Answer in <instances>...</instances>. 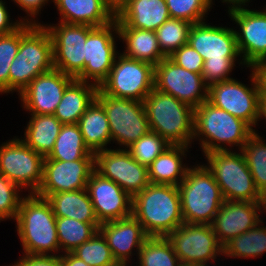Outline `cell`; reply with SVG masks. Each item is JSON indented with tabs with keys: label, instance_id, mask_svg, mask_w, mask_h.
Returning <instances> with one entry per match:
<instances>
[{
	"label": "cell",
	"instance_id": "6da1fadb",
	"mask_svg": "<svg viewBox=\"0 0 266 266\" xmlns=\"http://www.w3.org/2000/svg\"><path fill=\"white\" fill-rule=\"evenodd\" d=\"M188 44L204 60L202 77L208 86L232 79L228 75L240 56L233 28L211 26L206 22L193 24Z\"/></svg>",
	"mask_w": 266,
	"mask_h": 266
},
{
	"label": "cell",
	"instance_id": "7a4b0ae2",
	"mask_svg": "<svg viewBox=\"0 0 266 266\" xmlns=\"http://www.w3.org/2000/svg\"><path fill=\"white\" fill-rule=\"evenodd\" d=\"M132 215L149 237H166L184 223L178 186L150 183L133 196Z\"/></svg>",
	"mask_w": 266,
	"mask_h": 266
},
{
	"label": "cell",
	"instance_id": "3957f363",
	"mask_svg": "<svg viewBox=\"0 0 266 266\" xmlns=\"http://www.w3.org/2000/svg\"><path fill=\"white\" fill-rule=\"evenodd\" d=\"M16 228L24 253L49 256L59 252L56 216L50 202L36 194L23 197L17 213Z\"/></svg>",
	"mask_w": 266,
	"mask_h": 266
},
{
	"label": "cell",
	"instance_id": "277c9868",
	"mask_svg": "<svg viewBox=\"0 0 266 266\" xmlns=\"http://www.w3.org/2000/svg\"><path fill=\"white\" fill-rule=\"evenodd\" d=\"M253 133L246 122L215 107L208 100L194 109L193 140L199 139L204 154L230 150L227 144L230 148L235 145L241 150Z\"/></svg>",
	"mask_w": 266,
	"mask_h": 266
},
{
	"label": "cell",
	"instance_id": "5b68a950",
	"mask_svg": "<svg viewBox=\"0 0 266 266\" xmlns=\"http://www.w3.org/2000/svg\"><path fill=\"white\" fill-rule=\"evenodd\" d=\"M143 103L151 131L159 134L170 145L189 147L194 129L192 106L155 88Z\"/></svg>",
	"mask_w": 266,
	"mask_h": 266
},
{
	"label": "cell",
	"instance_id": "8992f818",
	"mask_svg": "<svg viewBox=\"0 0 266 266\" xmlns=\"http://www.w3.org/2000/svg\"><path fill=\"white\" fill-rule=\"evenodd\" d=\"M54 68L52 40L45 24H33L20 39L17 55L9 70V93L18 95L38 75Z\"/></svg>",
	"mask_w": 266,
	"mask_h": 266
},
{
	"label": "cell",
	"instance_id": "52a82bcc",
	"mask_svg": "<svg viewBox=\"0 0 266 266\" xmlns=\"http://www.w3.org/2000/svg\"><path fill=\"white\" fill-rule=\"evenodd\" d=\"M178 189L184 223L210 225L224 199L207 167L204 164L189 167Z\"/></svg>",
	"mask_w": 266,
	"mask_h": 266
},
{
	"label": "cell",
	"instance_id": "ba28073f",
	"mask_svg": "<svg viewBox=\"0 0 266 266\" xmlns=\"http://www.w3.org/2000/svg\"><path fill=\"white\" fill-rule=\"evenodd\" d=\"M207 169L220 187L224 200L265 202L240 151H212L204 154Z\"/></svg>",
	"mask_w": 266,
	"mask_h": 266
},
{
	"label": "cell",
	"instance_id": "9c48e42d",
	"mask_svg": "<svg viewBox=\"0 0 266 266\" xmlns=\"http://www.w3.org/2000/svg\"><path fill=\"white\" fill-rule=\"evenodd\" d=\"M96 100L106 112L111 141H117L121 147L128 148L150 130L143 102L115 98L104 94L100 89Z\"/></svg>",
	"mask_w": 266,
	"mask_h": 266
},
{
	"label": "cell",
	"instance_id": "30bf717a",
	"mask_svg": "<svg viewBox=\"0 0 266 266\" xmlns=\"http://www.w3.org/2000/svg\"><path fill=\"white\" fill-rule=\"evenodd\" d=\"M99 89L115 98L143 102L154 89V66L148 62L130 59L123 54L117 55L108 78Z\"/></svg>",
	"mask_w": 266,
	"mask_h": 266
},
{
	"label": "cell",
	"instance_id": "8fae6325",
	"mask_svg": "<svg viewBox=\"0 0 266 266\" xmlns=\"http://www.w3.org/2000/svg\"><path fill=\"white\" fill-rule=\"evenodd\" d=\"M166 238L183 266H208L207 261L223 254V247L209 224L183 223Z\"/></svg>",
	"mask_w": 266,
	"mask_h": 266
},
{
	"label": "cell",
	"instance_id": "7c38bea8",
	"mask_svg": "<svg viewBox=\"0 0 266 266\" xmlns=\"http://www.w3.org/2000/svg\"><path fill=\"white\" fill-rule=\"evenodd\" d=\"M44 157L15 137L0 146V173L20 189L36 194L43 180Z\"/></svg>",
	"mask_w": 266,
	"mask_h": 266
},
{
	"label": "cell",
	"instance_id": "4fadbf2b",
	"mask_svg": "<svg viewBox=\"0 0 266 266\" xmlns=\"http://www.w3.org/2000/svg\"><path fill=\"white\" fill-rule=\"evenodd\" d=\"M113 32L119 37L116 18L104 26H88L84 69L75 79L89 83L92 80L94 85L100 87L108 78L114 60L120 54L116 51V37Z\"/></svg>",
	"mask_w": 266,
	"mask_h": 266
},
{
	"label": "cell",
	"instance_id": "5bb4252c",
	"mask_svg": "<svg viewBox=\"0 0 266 266\" xmlns=\"http://www.w3.org/2000/svg\"><path fill=\"white\" fill-rule=\"evenodd\" d=\"M154 88L194 109L208 100L209 86L204 82L202 74L186 70L169 57L154 66Z\"/></svg>",
	"mask_w": 266,
	"mask_h": 266
},
{
	"label": "cell",
	"instance_id": "9a60e30c",
	"mask_svg": "<svg viewBox=\"0 0 266 266\" xmlns=\"http://www.w3.org/2000/svg\"><path fill=\"white\" fill-rule=\"evenodd\" d=\"M94 167L132 197L150 184L147 167L138 163L127 149L98 151L94 154Z\"/></svg>",
	"mask_w": 266,
	"mask_h": 266
},
{
	"label": "cell",
	"instance_id": "2e32d148",
	"mask_svg": "<svg viewBox=\"0 0 266 266\" xmlns=\"http://www.w3.org/2000/svg\"><path fill=\"white\" fill-rule=\"evenodd\" d=\"M57 25H45L52 40L53 66L76 78L84 69L88 25L62 22Z\"/></svg>",
	"mask_w": 266,
	"mask_h": 266
},
{
	"label": "cell",
	"instance_id": "e0dca14e",
	"mask_svg": "<svg viewBox=\"0 0 266 266\" xmlns=\"http://www.w3.org/2000/svg\"><path fill=\"white\" fill-rule=\"evenodd\" d=\"M252 75V76H251ZM251 88L236 79L211 84L208 101L215 107L229 112L246 122L252 129L257 123L259 92L253 73Z\"/></svg>",
	"mask_w": 266,
	"mask_h": 266
},
{
	"label": "cell",
	"instance_id": "ac0fdd59",
	"mask_svg": "<svg viewBox=\"0 0 266 266\" xmlns=\"http://www.w3.org/2000/svg\"><path fill=\"white\" fill-rule=\"evenodd\" d=\"M229 16L240 27L239 32L234 30L242 57L240 64L250 67L266 60V8L263 11L244 8L230 12Z\"/></svg>",
	"mask_w": 266,
	"mask_h": 266
},
{
	"label": "cell",
	"instance_id": "d6986e66",
	"mask_svg": "<svg viewBox=\"0 0 266 266\" xmlns=\"http://www.w3.org/2000/svg\"><path fill=\"white\" fill-rule=\"evenodd\" d=\"M98 222L104 223L132 215L133 197L114 181L95 170L86 186Z\"/></svg>",
	"mask_w": 266,
	"mask_h": 266
},
{
	"label": "cell",
	"instance_id": "ffe728a7",
	"mask_svg": "<svg viewBox=\"0 0 266 266\" xmlns=\"http://www.w3.org/2000/svg\"><path fill=\"white\" fill-rule=\"evenodd\" d=\"M94 160L43 161V180L36 195L47 198L50 194L86 189Z\"/></svg>",
	"mask_w": 266,
	"mask_h": 266
},
{
	"label": "cell",
	"instance_id": "44dd1931",
	"mask_svg": "<svg viewBox=\"0 0 266 266\" xmlns=\"http://www.w3.org/2000/svg\"><path fill=\"white\" fill-rule=\"evenodd\" d=\"M74 79L55 68L36 76L19 95L23 108L31 114L53 115L66 87Z\"/></svg>",
	"mask_w": 266,
	"mask_h": 266
},
{
	"label": "cell",
	"instance_id": "7402d4cb",
	"mask_svg": "<svg viewBox=\"0 0 266 266\" xmlns=\"http://www.w3.org/2000/svg\"><path fill=\"white\" fill-rule=\"evenodd\" d=\"M263 208V209H262ZM265 210V202L224 200L210 224L218 242L223 247L228 241L255 227Z\"/></svg>",
	"mask_w": 266,
	"mask_h": 266
},
{
	"label": "cell",
	"instance_id": "603a6c76",
	"mask_svg": "<svg viewBox=\"0 0 266 266\" xmlns=\"http://www.w3.org/2000/svg\"><path fill=\"white\" fill-rule=\"evenodd\" d=\"M99 231L105 237L116 262L127 266V261L129 262L132 258V250H136L138 255L145 240L149 237L133 215L101 223Z\"/></svg>",
	"mask_w": 266,
	"mask_h": 266
},
{
	"label": "cell",
	"instance_id": "cb8c5ba5",
	"mask_svg": "<svg viewBox=\"0 0 266 266\" xmlns=\"http://www.w3.org/2000/svg\"><path fill=\"white\" fill-rule=\"evenodd\" d=\"M117 27L156 31L170 17L165 0H128L116 12Z\"/></svg>",
	"mask_w": 266,
	"mask_h": 266
},
{
	"label": "cell",
	"instance_id": "d4e9b609",
	"mask_svg": "<svg viewBox=\"0 0 266 266\" xmlns=\"http://www.w3.org/2000/svg\"><path fill=\"white\" fill-rule=\"evenodd\" d=\"M61 19L58 22L100 27L115 19L109 0H53Z\"/></svg>",
	"mask_w": 266,
	"mask_h": 266
},
{
	"label": "cell",
	"instance_id": "484cf974",
	"mask_svg": "<svg viewBox=\"0 0 266 266\" xmlns=\"http://www.w3.org/2000/svg\"><path fill=\"white\" fill-rule=\"evenodd\" d=\"M99 87L93 83L74 79L63 93L53 114L62 124H75L96 99Z\"/></svg>",
	"mask_w": 266,
	"mask_h": 266
},
{
	"label": "cell",
	"instance_id": "4316f807",
	"mask_svg": "<svg viewBox=\"0 0 266 266\" xmlns=\"http://www.w3.org/2000/svg\"><path fill=\"white\" fill-rule=\"evenodd\" d=\"M186 151L188 152V146L170 145L167 147L147 167L150 183L179 186L189 168L182 163Z\"/></svg>",
	"mask_w": 266,
	"mask_h": 266
},
{
	"label": "cell",
	"instance_id": "83f0119b",
	"mask_svg": "<svg viewBox=\"0 0 266 266\" xmlns=\"http://www.w3.org/2000/svg\"><path fill=\"white\" fill-rule=\"evenodd\" d=\"M118 38L125 41L124 56L148 62L156 66L166 57L159 48L155 31L135 29L132 27H117Z\"/></svg>",
	"mask_w": 266,
	"mask_h": 266
},
{
	"label": "cell",
	"instance_id": "f1b7e54d",
	"mask_svg": "<svg viewBox=\"0 0 266 266\" xmlns=\"http://www.w3.org/2000/svg\"><path fill=\"white\" fill-rule=\"evenodd\" d=\"M78 125L86 146L93 154L107 149V144L111 143L109 121L96 99L80 117Z\"/></svg>",
	"mask_w": 266,
	"mask_h": 266
},
{
	"label": "cell",
	"instance_id": "f546056e",
	"mask_svg": "<svg viewBox=\"0 0 266 266\" xmlns=\"http://www.w3.org/2000/svg\"><path fill=\"white\" fill-rule=\"evenodd\" d=\"M30 116L22 141L45 158L51 153L63 124L52 114Z\"/></svg>",
	"mask_w": 266,
	"mask_h": 266
},
{
	"label": "cell",
	"instance_id": "4dcf8cb0",
	"mask_svg": "<svg viewBox=\"0 0 266 266\" xmlns=\"http://www.w3.org/2000/svg\"><path fill=\"white\" fill-rule=\"evenodd\" d=\"M56 217H68L80 222H98L86 189L50 194L46 198Z\"/></svg>",
	"mask_w": 266,
	"mask_h": 266
},
{
	"label": "cell",
	"instance_id": "1f68e13d",
	"mask_svg": "<svg viewBox=\"0 0 266 266\" xmlns=\"http://www.w3.org/2000/svg\"><path fill=\"white\" fill-rule=\"evenodd\" d=\"M44 160H94V154L86 146L78 123L63 124L51 153Z\"/></svg>",
	"mask_w": 266,
	"mask_h": 266
},
{
	"label": "cell",
	"instance_id": "d6a6232c",
	"mask_svg": "<svg viewBox=\"0 0 266 266\" xmlns=\"http://www.w3.org/2000/svg\"><path fill=\"white\" fill-rule=\"evenodd\" d=\"M99 222H80L68 217H56V230L60 250L72 252L88 241L98 230Z\"/></svg>",
	"mask_w": 266,
	"mask_h": 266
},
{
	"label": "cell",
	"instance_id": "836d02e7",
	"mask_svg": "<svg viewBox=\"0 0 266 266\" xmlns=\"http://www.w3.org/2000/svg\"><path fill=\"white\" fill-rule=\"evenodd\" d=\"M261 223L262 220L247 232L228 241L223 246V256L256 258L263 255L266 252V227Z\"/></svg>",
	"mask_w": 266,
	"mask_h": 266
},
{
	"label": "cell",
	"instance_id": "e575fe53",
	"mask_svg": "<svg viewBox=\"0 0 266 266\" xmlns=\"http://www.w3.org/2000/svg\"><path fill=\"white\" fill-rule=\"evenodd\" d=\"M253 132L239 151L245 158L256 188L266 197V143L255 129Z\"/></svg>",
	"mask_w": 266,
	"mask_h": 266
},
{
	"label": "cell",
	"instance_id": "d590c367",
	"mask_svg": "<svg viewBox=\"0 0 266 266\" xmlns=\"http://www.w3.org/2000/svg\"><path fill=\"white\" fill-rule=\"evenodd\" d=\"M138 266H183L166 237H148L142 245Z\"/></svg>",
	"mask_w": 266,
	"mask_h": 266
},
{
	"label": "cell",
	"instance_id": "8d00e7d4",
	"mask_svg": "<svg viewBox=\"0 0 266 266\" xmlns=\"http://www.w3.org/2000/svg\"><path fill=\"white\" fill-rule=\"evenodd\" d=\"M192 25L193 23L183 19L169 18L155 31L159 48L165 57L171 56L188 43Z\"/></svg>",
	"mask_w": 266,
	"mask_h": 266
},
{
	"label": "cell",
	"instance_id": "74e56055",
	"mask_svg": "<svg viewBox=\"0 0 266 266\" xmlns=\"http://www.w3.org/2000/svg\"><path fill=\"white\" fill-rule=\"evenodd\" d=\"M24 22L9 34H0V93H9V70L18 53L21 36L32 26Z\"/></svg>",
	"mask_w": 266,
	"mask_h": 266
},
{
	"label": "cell",
	"instance_id": "f35d334b",
	"mask_svg": "<svg viewBox=\"0 0 266 266\" xmlns=\"http://www.w3.org/2000/svg\"><path fill=\"white\" fill-rule=\"evenodd\" d=\"M72 253L89 266H120L113 258L110 247L99 230Z\"/></svg>",
	"mask_w": 266,
	"mask_h": 266
},
{
	"label": "cell",
	"instance_id": "ab89813d",
	"mask_svg": "<svg viewBox=\"0 0 266 266\" xmlns=\"http://www.w3.org/2000/svg\"><path fill=\"white\" fill-rule=\"evenodd\" d=\"M169 146L159 134L149 130L127 150L138 163L148 167Z\"/></svg>",
	"mask_w": 266,
	"mask_h": 266
},
{
	"label": "cell",
	"instance_id": "60d3db41",
	"mask_svg": "<svg viewBox=\"0 0 266 266\" xmlns=\"http://www.w3.org/2000/svg\"><path fill=\"white\" fill-rule=\"evenodd\" d=\"M171 18L183 19L193 24L205 21L210 11L209 0H165Z\"/></svg>",
	"mask_w": 266,
	"mask_h": 266
},
{
	"label": "cell",
	"instance_id": "b9f144b4",
	"mask_svg": "<svg viewBox=\"0 0 266 266\" xmlns=\"http://www.w3.org/2000/svg\"><path fill=\"white\" fill-rule=\"evenodd\" d=\"M20 190L22 189L0 173V221L16 219L23 198L19 195Z\"/></svg>",
	"mask_w": 266,
	"mask_h": 266
},
{
	"label": "cell",
	"instance_id": "7bdbcfd3",
	"mask_svg": "<svg viewBox=\"0 0 266 266\" xmlns=\"http://www.w3.org/2000/svg\"><path fill=\"white\" fill-rule=\"evenodd\" d=\"M169 58L190 72L202 74L204 60L188 43L181 46Z\"/></svg>",
	"mask_w": 266,
	"mask_h": 266
},
{
	"label": "cell",
	"instance_id": "ee69618b",
	"mask_svg": "<svg viewBox=\"0 0 266 266\" xmlns=\"http://www.w3.org/2000/svg\"><path fill=\"white\" fill-rule=\"evenodd\" d=\"M14 262L13 266H62L60 254L58 255H27ZM16 263V264H15Z\"/></svg>",
	"mask_w": 266,
	"mask_h": 266
},
{
	"label": "cell",
	"instance_id": "f6af8a7d",
	"mask_svg": "<svg viewBox=\"0 0 266 266\" xmlns=\"http://www.w3.org/2000/svg\"><path fill=\"white\" fill-rule=\"evenodd\" d=\"M20 21L12 22L10 20L9 12L7 11V7L5 2L0 0V34H9L18 29L24 22L30 23L29 18L23 19ZM11 21V22H10Z\"/></svg>",
	"mask_w": 266,
	"mask_h": 266
},
{
	"label": "cell",
	"instance_id": "bcb514c9",
	"mask_svg": "<svg viewBox=\"0 0 266 266\" xmlns=\"http://www.w3.org/2000/svg\"><path fill=\"white\" fill-rule=\"evenodd\" d=\"M13 1L23 11L26 12L27 16L29 15L31 17L30 23L32 24H38V22H36L35 19L33 21L32 18L36 17L41 11V8H43V6L49 2V0H13Z\"/></svg>",
	"mask_w": 266,
	"mask_h": 266
},
{
	"label": "cell",
	"instance_id": "7dc6e473",
	"mask_svg": "<svg viewBox=\"0 0 266 266\" xmlns=\"http://www.w3.org/2000/svg\"><path fill=\"white\" fill-rule=\"evenodd\" d=\"M255 77L260 96H266V60L256 62L250 66Z\"/></svg>",
	"mask_w": 266,
	"mask_h": 266
},
{
	"label": "cell",
	"instance_id": "c3c4849f",
	"mask_svg": "<svg viewBox=\"0 0 266 266\" xmlns=\"http://www.w3.org/2000/svg\"><path fill=\"white\" fill-rule=\"evenodd\" d=\"M62 266H89L83 260L79 259L72 252L60 254Z\"/></svg>",
	"mask_w": 266,
	"mask_h": 266
},
{
	"label": "cell",
	"instance_id": "681fc988",
	"mask_svg": "<svg viewBox=\"0 0 266 266\" xmlns=\"http://www.w3.org/2000/svg\"><path fill=\"white\" fill-rule=\"evenodd\" d=\"M213 2V0H209V4H210V6H211V8H212V3ZM227 3V5H229L228 7V13H230V12H233V11H236V10H240V9H244V8H246V7H243V6H245V5H247V4H245V3H247V2H250V0H222V3Z\"/></svg>",
	"mask_w": 266,
	"mask_h": 266
},
{
	"label": "cell",
	"instance_id": "f907efd6",
	"mask_svg": "<svg viewBox=\"0 0 266 266\" xmlns=\"http://www.w3.org/2000/svg\"><path fill=\"white\" fill-rule=\"evenodd\" d=\"M262 116L266 119V96H259L257 121H259Z\"/></svg>",
	"mask_w": 266,
	"mask_h": 266
},
{
	"label": "cell",
	"instance_id": "816d5d0a",
	"mask_svg": "<svg viewBox=\"0 0 266 266\" xmlns=\"http://www.w3.org/2000/svg\"><path fill=\"white\" fill-rule=\"evenodd\" d=\"M112 9L116 12L128 0H109Z\"/></svg>",
	"mask_w": 266,
	"mask_h": 266
}]
</instances>
